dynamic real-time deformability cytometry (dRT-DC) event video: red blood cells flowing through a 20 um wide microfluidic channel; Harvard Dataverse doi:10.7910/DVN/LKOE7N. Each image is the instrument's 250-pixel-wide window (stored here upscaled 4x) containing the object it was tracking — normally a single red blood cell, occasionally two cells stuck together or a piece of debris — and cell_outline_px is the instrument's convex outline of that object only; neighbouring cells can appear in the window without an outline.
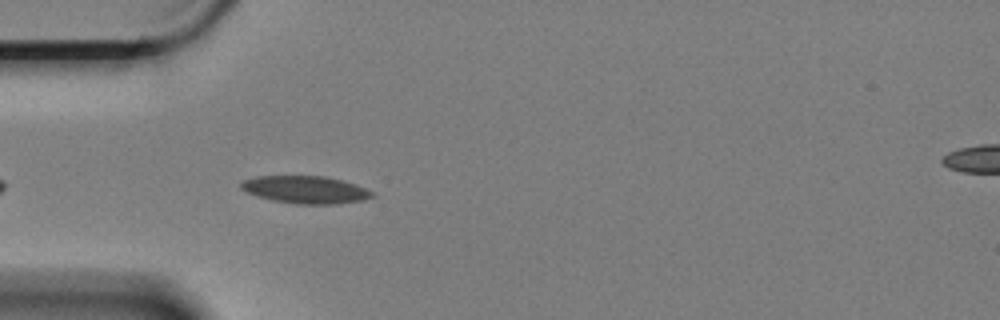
{"species": "Egyptian fruit bat (a non-hibernating species)", "species_latin": "Rousettus aegyptiacus", "temperature_condition": "cold", "stored_images_in_passage": 4, "camera_frame_rate_fps": 3000, "um_per_image_px": 0.085, "animal": {"sex": "female"}, "frame": {"image": 1, "passage_image": 4, "time_ms": 1.0, "image_size_px": [1000, 320], "cell_outline_px": [[376, 196], [364, 200], [336, 204], [296, 204], [272, 200], [244, 192], [240, 188], [240, 184], [244, 180], [256, 176], [324, 176], [340, 180], [364, 188], [372, 192]], "centroid_in_image_um": [25.93, 16.13], "position_along_channel_um": 59.1, "area_um2": 20.92}}